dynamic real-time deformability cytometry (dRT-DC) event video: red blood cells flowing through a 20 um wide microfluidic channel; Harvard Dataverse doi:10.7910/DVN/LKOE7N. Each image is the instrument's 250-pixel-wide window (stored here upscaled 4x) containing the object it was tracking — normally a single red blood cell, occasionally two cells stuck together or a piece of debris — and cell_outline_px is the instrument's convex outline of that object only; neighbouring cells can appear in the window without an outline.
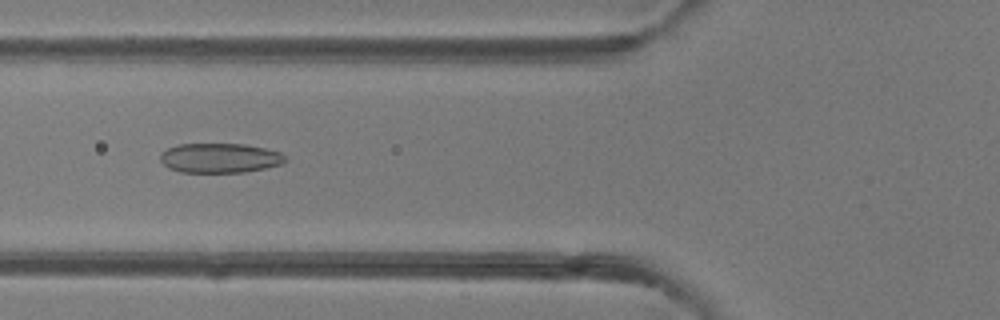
{"species": "common noctule bat (a hibernating species)", "species_latin": "Nyctalus noctula", "temperature_condition": "room temperature", "stored_images_in_passage": 49, "camera_frame_rate_fps": 3000, "um_per_image_px": 0.085, "animal": {"sex": "female"}, "frame": {"image": 1, "passage_image": 19, "time_ms": 6.0, "image_size_px": [1000, 320], "cell_outline_px": [[288, 160], [280, 164], [264, 168], [244, 172], [180, 172], [168, 168], [160, 160], [160, 152], [168, 148], [180, 144], [244, 144], [264, 148], [280, 152]], "centroid_in_image_um": [18.66, 13.43], "position_along_channel_um": 107.1, "area_um2": 21.5}}
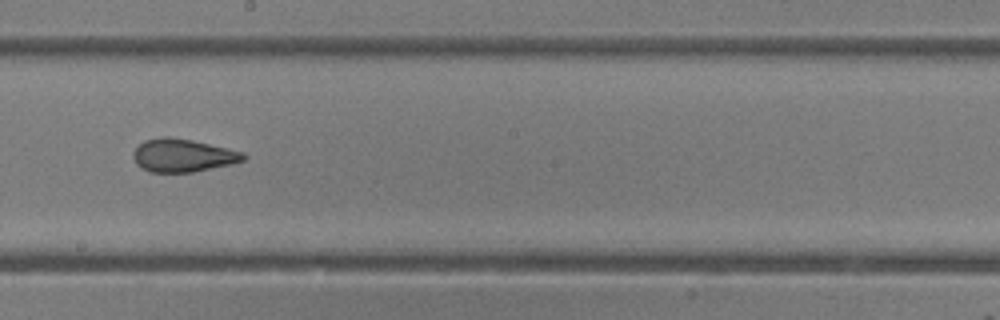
{"frame": {"image": 2, "passage_image": 28, "time_ms": 9.0, "image_size_px": [1000, 320], "cell_outline_px": [[248, 156], [244, 160], [232, 164], [192, 172], [148, 172], [140, 168], [136, 164], [132, 156], [132, 152], [144, 140], [164, 136], [168, 136], [192, 140], [244, 152]], "centroid_in_image_um": [15.52, 13.21], "position_along_channel_um": 232.7, "area_um2": 21.33}}
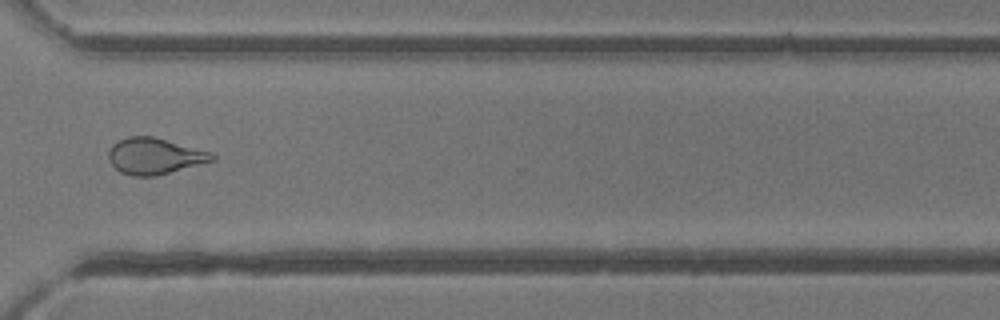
{"frame": {"image": 3, "passage_image": 37, "time_ms": 12.0, "image_size_px": [1000, 320], "cell_outline_px": [[216, 160], [156, 176], [132, 176], [120, 172], [108, 160], [108, 152], [112, 144], [128, 136], [152, 136], [212, 152], [216, 156]], "centroid_in_image_um": [13.15, 13.27], "position_along_channel_um": 357.5, "area_um2": 21.91}, "authors_computed_cell_mechanics": {"area_um2": 23.0044, "velocity_mm_per_s": 4.1717, "shape_relaxation_time_tau1_ms": 5.7984, "shape_relaxation_time_tau2_ms": 1.4321, "deformation_change_tau1": 0.1591, "deformation_change_tau2": 0.0929}}